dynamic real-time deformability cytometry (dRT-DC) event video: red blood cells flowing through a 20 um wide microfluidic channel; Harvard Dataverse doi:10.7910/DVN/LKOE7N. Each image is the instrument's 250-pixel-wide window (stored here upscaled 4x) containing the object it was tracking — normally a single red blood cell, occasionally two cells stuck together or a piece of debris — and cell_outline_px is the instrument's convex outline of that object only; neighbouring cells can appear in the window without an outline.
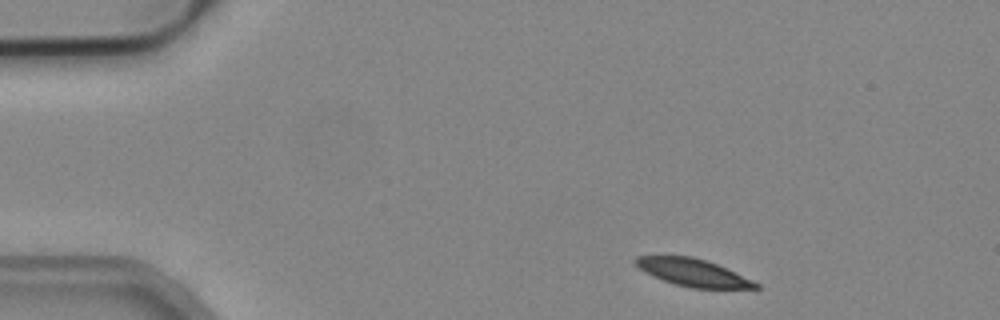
{"species": "common noctule bat (a hibernating species)", "species_latin": "Nyctalus noctula", "temperature_condition": "cold", "stored_images_in_passage": 2, "camera_frame_rate_fps": 3000, "um_per_image_px": 0.085, "animal": {"sex": "male", "body_mass_g": 19.2, "forearm_length_mm": 51.8}, "frame": {"image": 1, "passage_image": 1, "time_ms": 0.0, "image_size_px": [1000, 320], "cell_outline_px": [[760, 288], [692, 288], [676, 284], [652, 276], [644, 272], [632, 260], [636, 256], [692, 256], [716, 264], [752, 280], [760, 284]], "centroid_in_image_um": [58.87, 23.16], "position_along_channel_um": 26.1, "area_um2": 18.84}}